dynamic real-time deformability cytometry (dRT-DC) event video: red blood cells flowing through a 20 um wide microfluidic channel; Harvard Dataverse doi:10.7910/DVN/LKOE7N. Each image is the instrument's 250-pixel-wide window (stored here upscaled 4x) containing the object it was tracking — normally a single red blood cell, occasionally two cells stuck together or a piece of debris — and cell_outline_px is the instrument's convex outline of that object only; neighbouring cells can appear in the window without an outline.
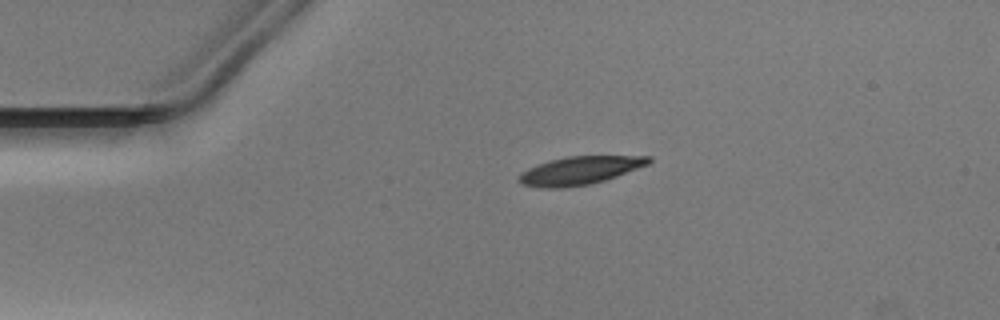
{"species": "Egyptian fruit bat (a non-hibernating species)", "species_latin": "Rousettus aegyptiacus", "temperature_condition": "warm", "stored_images_in_passage": 41, "camera_frame_rate_fps": 3000, "um_per_image_px": 0.085, "animal": {"sex": "male"}, "frame": {"image": 1, "passage_image": 1, "time_ms": 0.0, "image_size_px": [1000, 320], "cell_outline_px": [[652, 160], [648, 164], [616, 176], [604, 180], [588, 184], [564, 188], [540, 188], [524, 184], [516, 180], [528, 168], [548, 160], [568, 156], [652, 156]], "centroid_in_image_um": [49.27, 14.49], "position_along_channel_um": 35.7, "area_um2": 21.04}}
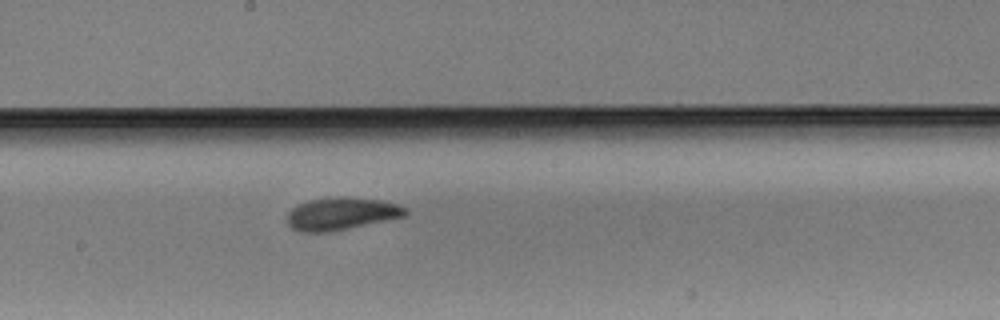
{"frame": {"image": 2, "passage_image": 18, "time_ms": 5.667, "image_size_px": [1000, 320], "cell_outline_px": [[408, 212], [404, 216], [348, 228], [328, 232], [300, 232], [292, 228], [288, 224], [288, 212], [296, 204], [308, 200], [384, 200], [408, 208]], "centroid_in_image_um": [28.98, 18.21], "position_along_channel_um": 219.2, "area_um2": 21.27}}
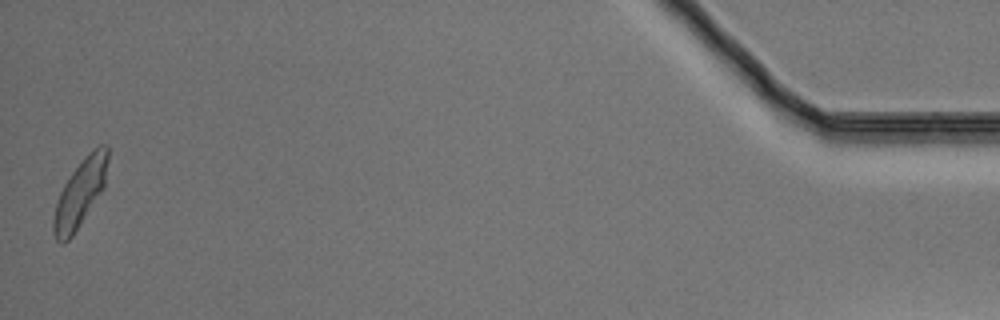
{"frame": {"image": 3, "passage_image": 41, "time_ms": 13.333, "image_size_px": [1000, 320], "cell_outline_px": [[108, 160], [104, 188], [72, 236], [64, 244], [60, 244], [56, 240], [52, 232], [52, 220], [56, 204], [60, 192], [64, 184], [72, 172], [84, 156], [88, 152], [100, 144], [108, 144]], "centroid_in_image_um": [6.8, 16.42], "position_along_channel_um": 428.4, "area_um2": 21.39}}